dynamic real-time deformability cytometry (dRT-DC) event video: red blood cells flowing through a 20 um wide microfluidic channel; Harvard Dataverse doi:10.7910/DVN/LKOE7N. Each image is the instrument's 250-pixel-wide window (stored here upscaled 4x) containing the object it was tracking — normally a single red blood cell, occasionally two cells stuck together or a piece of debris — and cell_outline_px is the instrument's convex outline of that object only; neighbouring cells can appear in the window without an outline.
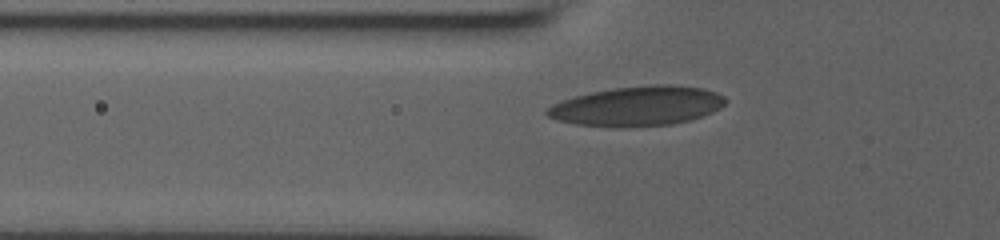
{"species": "human", "species_latin": "Homo sapiens", "temperature_condition": "room temperature", "stored_images_in_passage": 4, "camera_frame_rate_fps": 3000, "um_per_image_px": 0.085, "donor": {"sex": "male"}, "frame": {"image": 1, "passage_image": 2, "time_ms": 0.333, "image_size_px": [1000, 240], "cell_outline_px": [[728, 100], [720, 108], [712, 112], [688, 120], [672, 124], [620, 128], [616, 128], [576, 124], [556, 120], [548, 116], [544, 112], [552, 104], [576, 96], [592, 92], [616, 88], [652, 84], [672, 84], [704, 88], [716, 92], [724, 96]], "centroid_in_image_um": [54.19, 9.02], "position_along_channel_um": 71.6, "area_um2": 41.27}}